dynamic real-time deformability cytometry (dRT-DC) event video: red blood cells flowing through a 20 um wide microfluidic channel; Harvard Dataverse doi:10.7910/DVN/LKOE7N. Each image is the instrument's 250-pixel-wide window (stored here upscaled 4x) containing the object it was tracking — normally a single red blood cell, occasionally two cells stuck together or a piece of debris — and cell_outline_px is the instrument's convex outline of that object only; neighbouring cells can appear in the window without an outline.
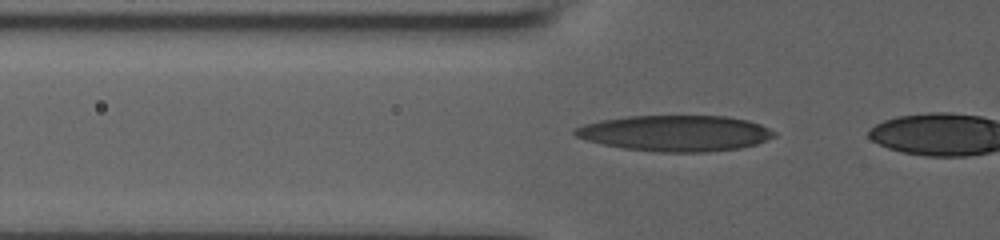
{"species": "human", "species_latin": "Homo sapiens", "temperature_condition": "room temperature", "stored_images_in_passage": 6, "camera_frame_rate_fps": 3000, "um_per_image_px": 0.085, "donor": {"sex": "male"}, "frame": {"image": 1, "passage_image": 5, "time_ms": 1.333, "image_size_px": [1000, 240], "cell_outline_px": [[776, 136], [756, 144], [740, 148], [704, 152], [656, 152], [624, 148], [604, 144], [588, 140], [576, 136], [572, 132], [576, 128], [584, 124], [600, 120], [628, 116], [728, 116], [748, 120], [760, 124], [776, 132]], "centroid_in_image_um": [57.43, 11.32], "position_along_channel_um": 68.4, "area_um2": 41.62}}